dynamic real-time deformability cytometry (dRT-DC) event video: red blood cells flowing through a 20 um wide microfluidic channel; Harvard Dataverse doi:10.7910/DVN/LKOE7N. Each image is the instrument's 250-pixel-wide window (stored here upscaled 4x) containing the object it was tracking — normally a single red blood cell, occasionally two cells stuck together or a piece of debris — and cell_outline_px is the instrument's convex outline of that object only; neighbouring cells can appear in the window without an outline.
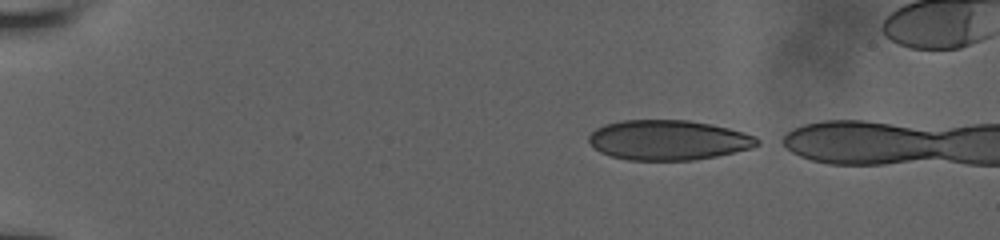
{"species": "human", "species_latin": "Homo sapiens", "temperature_condition": "room temperature", "stored_images_in_passage": 9, "camera_frame_rate_fps": 3000, "um_per_image_px": 0.085, "donor": {"sex": "male"}, "frame": {"image": 1, "passage_image": 1, "time_ms": 0.0, "image_size_px": [1000, 240], "cell_outline_px": [[764, 140], [760, 144], [752, 148], [716, 156], [692, 160], [628, 160], [612, 156], [600, 152], [588, 140], [588, 136], [596, 128], [604, 124], [624, 120], [688, 120], [728, 128], [744, 132], [756, 136]], "centroid_in_image_um": [56.84, 11.9], "position_along_channel_um": 28.2, "area_um2": 39.25}}